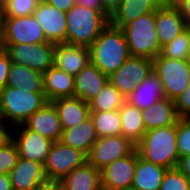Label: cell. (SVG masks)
Returning <instances> with one entry per match:
<instances>
[{"instance_id":"6da1fadb","label":"cell","mask_w":190,"mask_h":190,"mask_svg":"<svg viewBox=\"0 0 190 190\" xmlns=\"http://www.w3.org/2000/svg\"><path fill=\"white\" fill-rule=\"evenodd\" d=\"M89 49L91 62L108 76L116 72L130 57L124 31L110 23Z\"/></svg>"},{"instance_id":"7a4b0ae2","label":"cell","mask_w":190,"mask_h":190,"mask_svg":"<svg viewBox=\"0 0 190 190\" xmlns=\"http://www.w3.org/2000/svg\"><path fill=\"white\" fill-rule=\"evenodd\" d=\"M104 10H92L75 4L66 12V43L90 47L109 24Z\"/></svg>"},{"instance_id":"3957f363","label":"cell","mask_w":190,"mask_h":190,"mask_svg":"<svg viewBox=\"0 0 190 190\" xmlns=\"http://www.w3.org/2000/svg\"><path fill=\"white\" fill-rule=\"evenodd\" d=\"M47 102L44 92L5 86L0 91V119L13 128L23 124Z\"/></svg>"},{"instance_id":"277c9868","label":"cell","mask_w":190,"mask_h":190,"mask_svg":"<svg viewBox=\"0 0 190 190\" xmlns=\"http://www.w3.org/2000/svg\"><path fill=\"white\" fill-rule=\"evenodd\" d=\"M136 149L147 161L166 169L177 167L179 155L176 144V124L147 130L136 145Z\"/></svg>"},{"instance_id":"5b68a950","label":"cell","mask_w":190,"mask_h":190,"mask_svg":"<svg viewBox=\"0 0 190 190\" xmlns=\"http://www.w3.org/2000/svg\"><path fill=\"white\" fill-rule=\"evenodd\" d=\"M122 30L126 37L130 56L153 60L161 53L162 47L158 41L155 26V12L136 18L126 24Z\"/></svg>"},{"instance_id":"8992f818","label":"cell","mask_w":190,"mask_h":190,"mask_svg":"<svg viewBox=\"0 0 190 190\" xmlns=\"http://www.w3.org/2000/svg\"><path fill=\"white\" fill-rule=\"evenodd\" d=\"M152 61L153 71L159 77L165 97L175 101L190 84L188 61L169 59L161 53Z\"/></svg>"},{"instance_id":"52a82bcc","label":"cell","mask_w":190,"mask_h":190,"mask_svg":"<svg viewBox=\"0 0 190 190\" xmlns=\"http://www.w3.org/2000/svg\"><path fill=\"white\" fill-rule=\"evenodd\" d=\"M55 43L3 44L12 63L45 73L54 66Z\"/></svg>"},{"instance_id":"ba28073f","label":"cell","mask_w":190,"mask_h":190,"mask_svg":"<svg viewBox=\"0 0 190 190\" xmlns=\"http://www.w3.org/2000/svg\"><path fill=\"white\" fill-rule=\"evenodd\" d=\"M86 162L87 155L84 152L56 141L52 144L47 156L44 173L47 179L61 180Z\"/></svg>"},{"instance_id":"9c48e42d","label":"cell","mask_w":190,"mask_h":190,"mask_svg":"<svg viewBox=\"0 0 190 190\" xmlns=\"http://www.w3.org/2000/svg\"><path fill=\"white\" fill-rule=\"evenodd\" d=\"M153 71V61L130 56L125 63L109 76V82L127 99L136 86Z\"/></svg>"},{"instance_id":"30bf717a","label":"cell","mask_w":190,"mask_h":190,"mask_svg":"<svg viewBox=\"0 0 190 190\" xmlns=\"http://www.w3.org/2000/svg\"><path fill=\"white\" fill-rule=\"evenodd\" d=\"M136 145L122 134L110 137H98L87 155V162L101 170L112 162L130 155Z\"/></svg>"},{"instance_id":"8fae6325","label":"cell","mask_w":190,"mask_h":190,"mask_svg":"<svg viewBox=\"0 0 190 190\" xmlns=\"http://www.w3.org/2000/svg\"><path fill=\"white\" fill-rule=\"evenodd\" d=\"M3 44H38L49 42L34 15L5 17Z\"/></svg>"},{"instance_id":"7c38bea8","label":"cell","mask_w":190,"mask_h":190,"mask_svg":"<svg viewBox=\"0 0 190 190\" xmlns=\"http://www.w3.org/2000/svg\"><path fill=\"white\" fill-rule=\"evenodd\" d=\"M11 139L17 147L19 158L39 162L43 165L54 143L51 139L27 129L23 124L11 129Z\"/></svg>"},{"instance_id":"4fadbf2b","label":"cell","mask_w":190,"mask_h":190,"mask_svg":"<svg viewBox=\"0 0 190 190\" xmlns=\"http://www.w3.org/2000/svg\"><path fill=\"white\" fill-rule=\"evenodd\" d=\"M137 164V149L101 169L102 190H126L132 187Z\"/></svg>"},{"instance_id":"5bb4252c","label":"cell","mask_w":190,"mask_h":190,"mask_svg":"<svg viewBox=\"0 0 190 190\" xmlns=\"http://www.w3.org/2000/svg\"><path fill=\"white\" fill-rule=\"evenodd\" d=\"M34 17L41 25L46 39L52 43H66V13L46 1L38 3Z\"/></svg>"},{"instance_id":"9a60e30c","label":"cell","mask_w":190,"mask_h":190,"mask_svg":"<svg viewBox=\"0 0 190 190\" xmlns=\"http://www.w3.org/2000/svg\"><path fill=\"white\" fill-rule=\"evenodd\" d=\"M90 49L86 46L57 43L54 52V66L76 76L89 62Z\"/></svg>"},{"instance_id":"2e32d148","label":"cell","mask_w":190,"mask_h":190,"mask_svg":"<svg viewBox=\"0 0 190 190\" xmlns=\"http://www.w3.org/2000/svg\"><path fill=\"white\" fill-rule=\"evenodd\" d=\"M23 125L54 142L61 139L63 129L57 111L51 102H47L36 111Z\"/></svg>"},{"instance_id":"e0dca14e","label":"cell","mask_w":190,"mask_h":190,"mask_svg":"<svg viewBox=\"0 0 190 190\" xmlns=\"http://www.w3.org/2000/svg\"><path fill=\"white\" fill-rule=\"evenodd\" d=\"M109 81L91 61L75 76L74 97L90 103Z\"/></svg>"},{"instance_id":"ac0fdd59","label":"cell","mask_w":190,"mask_h":190,"mask_svg":"<svg viewBox=\"0 0 190 190\" xmlns=\"http://www.w3.org/2000/svg\"><path fill=\"white\" fill-rule=\"evenodd\" d=\"M9 177L13 190H34L46 179L43 164L24 158L18 159Z\"/></svg>"},{"instance_id":"d6986e66","label":"cell","mask_w":190,"mask_h":190,"mask_svg":"<svg viewBox=\"0 0 190 190\" xmlns=\"http://www.w3.org/2000/svg\"><path fill=\"white\" fill-rule=\"evenodd\" d=\"M155 26L158 41L163 47L188 27V22L179 9L158 8L155 11Z\"/></svg>"},{"instance_id":"ffe728a7","label":"cell","mask_w":190,"mask_h":190,"mask_svg":"<svg viewBox=\"0 0 190 190\" xmlns=\"http://www.w3.org/2000/svg\"><path fill=\"white\" fill-rule=\"evenodd\" d=\"M51 103L54 105L62 129L72 128L90 118V105L78 97L58 98Z\"/></svg>"},{"instance_id":"44dd1931","label":"cell","mask_w":190,"mask_h":190,"mask_svg":"<svg viewBox=\"0 0 190 190\" xmlns=\"http://www.w3.org/2000/svg\"><path fill=\"white\" fill-rule=\"evenodd\" d=\"M43 90L48 102L58 98L74 97L75 76L52 66L43 73Z\"/></svg>"},{"instance_id":"7402d4cb","label":"cell","mask_w":190,"mask_h":190,"mask_svg":"<svg viewBox=\"0 0 190 190\" xmlns=\"http://www.w3.org/2000/svg\"><path fill=\"white\" fill-rule=\"evenodd\" d=\"M160 8V0H123L109 17V23L117 28Z\"/></svg>"},{"instance_id":"603a6c76","label":"cell","mask_w":190,"mask_h":190,"mask_svg":"<svg viewBox=\"0 0 190 190\" xmlns=\"http://www.w3.org/2000/svg\"><path fill=\"white\" fill-rule=\"evenodd\" d=\"M164 97L159 77L152 71L145 80L136 86L126 101L143 111L149 109L154 103Z\"/></svg>"},{"instance_id":"cb8c5ba5","label":"cell","mask_w":190,"mask_h":190,"mask_svg":"<svg viewBox=\"0 0 190 190\" xmlns=\"http://www.w3.org/2000/svg\"><path fill=\"white\" fill-rule=\"evenodd\" d=\"M142 118L146 131L175 125L180 119L175 101L166 97L154 103L149 109L143 110Z\"/></svg>"},{"instance_id":"d4e9b609","label":"cell","mask_w":190,"mask_h":190,"mask_svg":"<svg viewBox=\"0 0 190 190\" xmlns=\"http://www.w3.org/2000/svg\"><path fill=\"white\" fill-rule=\"evenodd\" d=\"M64 190H102L101 170L86 162L61 180Z\"/></svg>"},{"instance_id":"484cf974","label":"cell","mask_w":190,"mask_h":190,"mask_svg":"<svg viewBox=\"0 0 190 190\" xmlns=\"http://www.w3.org/2000/svg\"><path fill=\"white\" fill-rule=\"evenodd\" d=\"M167 169L142 158L137 151V164L132 188L137 190H160Z\"/></svg>"},{"instance_id":"4316f807","label":"cell","mask_w":190,"mask_h":190,"mask_svg":"<svg viewBox=\"0 0 190 190\" xmlns=\"http://www.w3.org/2000/svg\"><path fill=\"white\" fill-rule=\"evenodd\" d=\"M97 139L98 136L90 117L79 125L64 129L60 141L88 155Z\"/></svg>"},{"instance_id":"83f0119b","label":"cell","mask_w":190,"mask_h":190,"mask_svg":"<svg viewBox=\"0 0 190 190\" xmlns=\"http://www.w3.org/2000/svg\"><path fill=\"white\" fill-rule=\"evenodd\" d=\"M6 86L25 89L27 92H44L43 73L12 63Z\"/></svg>"},{"instance_id":"f1b7e54d","label":"cell","mask_w":190,"mask_h":190,"mask_svg":"<svg viewBox=\"0 0 190 190\" xmlns=\"http://www.w3.org/2000/svg\"><path fill=\"white\" fill-rule=\"evenodd\" d=\"M121 116V134L137 145L146 132L142 111L126 101L119 109Z\"/></svg>"},{"instance_id":"f546056e","label":"cell","mask_w":190,"mask_h":190,"mask_svg":"<svg viewBox=\"0 0 190 190\" xmlns=\"http://www.w3.org/2000/svg\"><path fill=\"white\" fill-rule=\"evenodd\" d=\"M97 136L110 137L121 135V116L117 111H91L90 115Z\"/></svg>"},{"instance_id":"4dcf8cb0","label":"cell","mask_w":190,"mask_h":190,"mask_svg":"<svg viewBox=\"0 0 190 190\" xmlns=\"http://www.w3.org/2000/svg\"><path fill=\"white\" fill-rule=\"evenodd\" d=\"M125 102L126 98L108 81L89 105L91 111H117Z\"/></svg>"},{"instance_id":"1f68e13d","label":"cell","mask_w":190,"mask_h":190,"mask_svg":"<svg viewBox=\"0 0 190 190\" xmlns=\"http://www.w3.org/2000/svg\"><path fill=\"white\" fill-rule=\"evenodd\" d=\"M190 53V28L162 47L161 54L169 59L187 60Z\"/></svg>"},{"instance_id":"d6a6232c","label":"cell","mask_w":190,"mask_h":190,"mask_svg":"<svg viewBox=\"0 0 190 190\" xmlns=\"http://www.w3.org/2000/svg\"><path fill=\"white\" fill-rule=\"evenodd\" d=\"M5 17H21L33 15L38 0H3Z\"/></svg>"},{"instance_id":"836d02e7","label":"cell","mask_w":190,"mask_h":190,"mask_svg":"<svg viewBox=\"0 0 190 190\" xmlns=\"http://www.w3.org/2000/svg\"><path fill=\"white\" fill-rule=\"evenodd\" d=\"M176 144L179 159L190 155V118H180L177 121Z\"/></svg>"},{"instance_id":"e575fe53","label":"cell","mask_w":190,"mask_h":190,"mask_svg":"<svg viewBox=\"0 0 190 190\" xmlns=\"http://www.w3.org/2000/svg\"><path fill=\"white\" fill-rule=\"evenodd\" d=\"M160 190H190V181L175 168L167 169Z\"/></svg>"},{"instance_id":"d590c367","label":"cell","mask_w":190,"mask_h":190,"mask_svg":"<svg viewBox=\"0 0 190 190\" xmlns=\"http://www.w3.org/2000/svg\"><path fill=\"white\" fill-rule=\"evenodd\" d=\"M19 159L15 143L10 139L0 148V174L9 175Z\"/></svg>"},{"instance_id":"8d00e7d4","label":"cell","mask_w":190,"mask_h":190,"mask_svg":"<svg viewBox=\"0 0 190 190\" xmlns=\"http://www.w3.org/2000/svg\"><path fill=\"white\" fill-rule=\"evenodd\" d=\"M179 118H190V84L175 100Z\"/></svg>"},{"instance_id":"74e56055","label":"cell","mask_w":190,"mask_h":190,"mask_svg":"<svg viewBox=\"0 0 190 190\" xmlns=\"http://www.w3.org/2000/svg\"><path fill=\"white\" fill-rule=\"evenodd\" d=\"M11 64L7 51L3 49L0 52V91L6 86Z\"/></svg>"},{"instance_id":"f35d334b","label":"cell","mask_w":190,"mask_h":190,"mask_svg":"<svg viewBox=\"0 0 190 190\" xmlns=\"http://www.w3.org/2000/svg\"><path fill=\"white\" fill-rule=\"evenodd\" d=\"M62 184L57 179H45L40 182L34 190H62Z\"/></svg>"},{"instance_id":"ab89813d","label":"cell","mask_w":190,"mask_h":190,"mask_svg":"<svg viewBox=\"0 0 190 190\" xmlns=\"http://www.w3.org/2000/svg\"><path fill=\"white\" fill-rule=\"evenodd\" d=\"M52 6L63 12H68L75 4V0H45Z\"/></svg>"},{"instance_id":"60d3db41","label":"cell","mask_w":190,"mask_h":190,"mask_svg":"<svg viewBox=\"0 0 190 190\" xmlns=\"http://www.w3.org/2000/svg\"><path fill=\"white\" fill-rule=\"evenodd\" d=\"M123 0H99L101 8L111 16Z\"/></svg>"},{"instance_id":"b9f144b4","label":"cell","mask_w":190,"mask_h":190,"mask_svg":"<svg viewBox=\"0 0 190 190\" xmlns=\"http://www.w3.org/2000/svg\"><path fill=\"white\" fill-rule=\"evenodd\" d=\"M11 129L0 119V148L11 139Z\"/></svg>"},{"instance_id":"7bdbcfd3","label":"cell","mask_w":190,"mask_h":190,"mask_svg":"<svg viewBox=\"0 0 190 190\" xmlns=\"http://www.w3.org/2000/svg\"><path fill=\"white\" fill-rule=\"evenodd\" d=\"M177 168L190 181V155L181 157Z\"/></svg>"},{"instance_id":"ee69618b","label":"cell","mask_w":190,"mask_h":190,"mask_svg":"<svg viewBox=\"0 0 190 190\" xmlns=\"http://www.w3.org/2000/svg\"><path fill=\"white\" fill-rule=\"evenodd\" d=\"M185 3L186 0H160V8L180 10Z\"/></svg>"},{"instance_id":"f6af8a7d","label":"cell","mask_w":190,"mask_h":190,"mask_svg":"<svg viewBox=\"0 0 190 190\" xmlns=\"http://www.w3.org/2000/svg\"><path fill=\"white\" fill-rule=\"evenodd\" d=\"M76 4L85 6L92 10H103L99 3V0H75Z\"/></svg>"},{"instance_id":"bcb514c9","label":"cell","mask_w":190,"mask_h":190,"mask_svg":"<svg viewBox=\"0 0 190 190\" xmlns=\"http://www.w3.org/2000/svg\"><path fill=\"white\" fill-rule=\"evenodd\" d=\"M0 190H13L9 175L0 174Z\"/></svg>"},{"instance_id":"7dc6e473","label":"cell","mask_w":190,"mask_h":190,"mask_svg":"<svg viewBox=\"0 0 190 190\" xmlns=\"http://www.w3.org/2000/svg\"><path fill=\"white\" fill-rule=\"evenodd\" d=\"M180 10L186 21L190 23V0H186L185 5Z\"/></svg>"},{"instance_id":"c3c4849f","label":"cell","mask_w":190,"mask_h":190,"mask_svg":"<svg viewBox=\"0 0 190 190\" xmlns=\"http://www.w3.org/2000/svg\"><path fill=\"white\" fill-rule=\"evenodd\" d=\"M4 22H5L4 1L0 0V32L3 31Z\"/></svg>"},{"instance_id":"681fc988","label":"cell","mask_w":190,"mask_h":190,"mask_svg":"<svg viewBox=\"0 0 190 190\" xmlns=\"http://www.w3.org/2000/svg\"><path fill=\"white\" fill-rule=\"evenodd\" d=\"M4 49L3 47V38H2V32H0V52Z\"/></svg>"},{"instance_id":"f907efd6","label":"cell","mask_w":190,"mask_h":190,"mask_svg":"<svg viewBox=\"0 0 190 190\" xmlns=\"http://www.w3.org/2000/svg\"><path fill=\"white\" fill-rule=\"evenodd\" d=\"M187 61H188V64H189V66H190V53H189V56H188Z\"/></svg>"},{"instance_id":"816d5d0a","label":"cell","mask_w":190,"mask_h":190,"mask_svg":"<svg viewBox=\"0 0 190 190\" xmlns=\"http://www.w3.org/2000/svg\"><path fill=\"white\" fill-rule=\"evenodd\" d=\"M126 190H137V189H134V188H132V187H131V188H129V189H126Z\"/></svg>"}]
</instances>
